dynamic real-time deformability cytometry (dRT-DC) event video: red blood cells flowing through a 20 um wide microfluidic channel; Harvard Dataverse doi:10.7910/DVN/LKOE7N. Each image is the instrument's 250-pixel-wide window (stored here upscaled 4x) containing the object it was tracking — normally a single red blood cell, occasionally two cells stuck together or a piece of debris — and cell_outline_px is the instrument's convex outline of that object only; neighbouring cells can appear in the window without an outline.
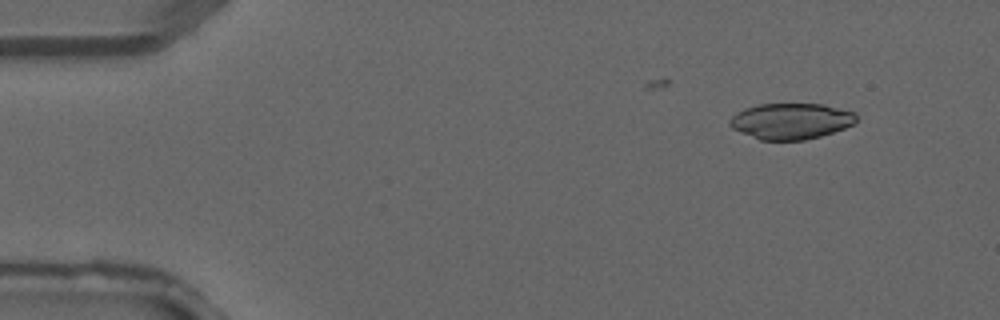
{"species": "common noctule bat (a hibernating species)", "species_latin": "Nyctalus noctula", "temperature_condition": "warm", "stored_images_in_passage": 5, "camera_frame_rate_fps": 3000, "um_per_image_px": 0.085, "animal": {"sex": "male", "forearm_length_mm": 52.5}, "frame": {"image": 1, "passage_image": 5, "time_ms": 1.333, "image_size_px": [1000, 320], "cell_outline_px": [[856, 120], [852, 124], [844, 128], [820, 136], [804, 140], [760, 140], [740, 132], [732, 128], [728, 124], [728, 120], [736, 112], [744, 108], [756, 104], [824, 104], [856, 112]], "centroid_in_image_um": [67.2, 10.28], "position_along_channel_um": 17.8, "area_um2": 26.65}}